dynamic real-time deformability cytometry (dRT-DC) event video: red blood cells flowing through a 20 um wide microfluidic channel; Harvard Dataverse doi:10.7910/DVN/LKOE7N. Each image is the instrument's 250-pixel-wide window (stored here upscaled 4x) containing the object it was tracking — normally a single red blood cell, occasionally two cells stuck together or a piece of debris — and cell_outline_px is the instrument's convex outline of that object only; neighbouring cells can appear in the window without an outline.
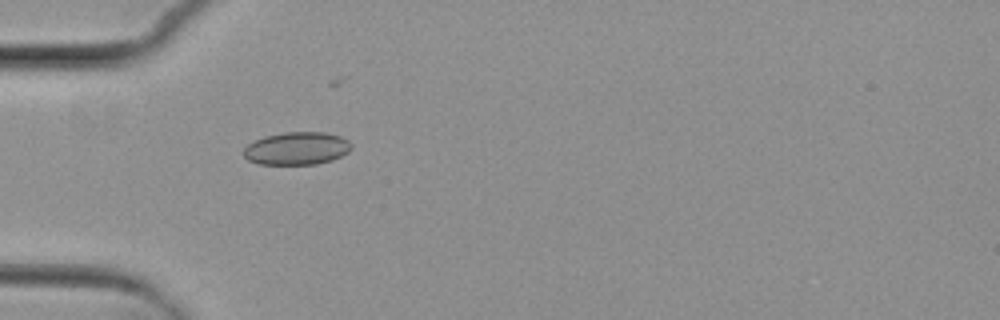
{"species": "common noctule bat (a hibernating species)", "species_latin": "Nyctalus noctula", "temperature_condition": "cold", "stored_images_in_passage": 6, "camera_frame_rate_fps": 3000, "um_per_image_px": 0.085, "animal": {"sex": "female", "body_mass_g": 29.2, "forearm_length_mm": 56.3}, "frame": {"image": 1, "passage_image": 2, "time_ms": 1.0, "image_size_px": [1000, 320], "cell_outline_px": [[352, 148], [348, 152], [332, 160], [316, 164], [260, 164], [248, 160], [244, 156], [244, 148], [248, 144], [264, 136], [284, 132], [328, 132], [340, 136], [348, 140], [352, 144]], "centroid_in_image_um": [25.25, 12.61], "position_along_channel_um": 59.8, "area_um2": 20.63}}
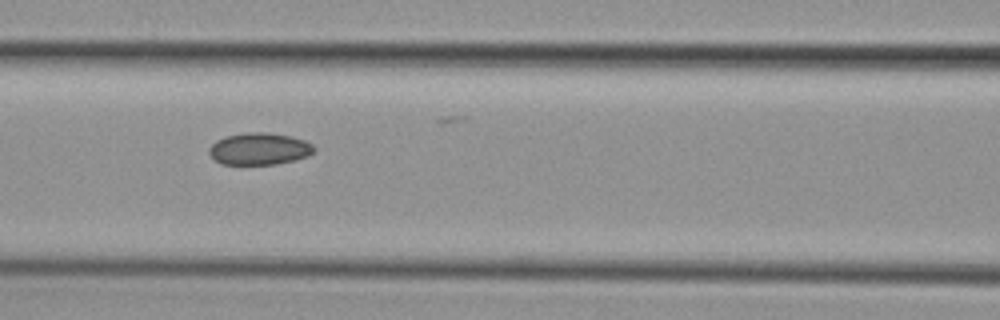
{"frame": {"image": 2, "passage_image": 4, "time_ms": 3.333, "image_size_px": [1000, 320], "cell_outline_px": [[316, 148], [308, 156], [296, 160], [276, 164], [220, 164], [208, 152], [208, 148], [216, 140], [224, 136], [248, 132], [264, 132], [292, 136], [304, 140], [312, 144]], "centroid_in_image_um": [22.04, 12.64], "position_along_channel_um": 144.6, "area_um2": 19.65}}
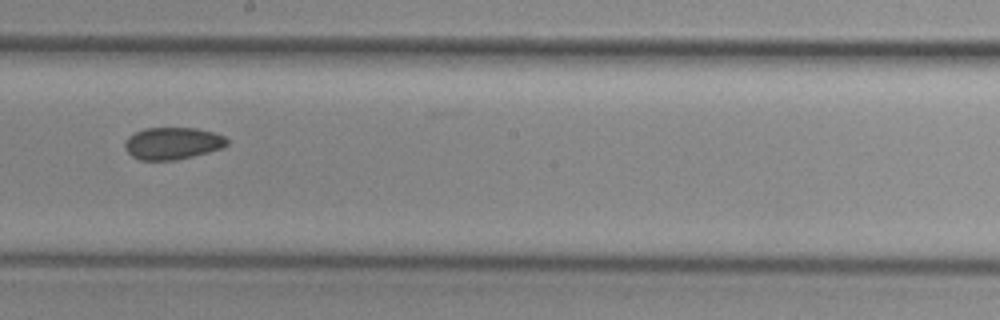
{"frame": {"image": 3, "passage_image": 6, "time_ms": 5.667, "image_size_px": [1000, 320], "cell_outline_px": [[228, 144], [224, 148], [176, 160], [140, 160], [132, 156], [124, 148], [124, 140], [128, 136], [144, 128], [196, 128], [212, 132], [224, 136], [228, 140]], "centroid_in_image_um": [14.65, 12.18], "position_along_channel_um": 233.5, "area_um2": 19.19}}